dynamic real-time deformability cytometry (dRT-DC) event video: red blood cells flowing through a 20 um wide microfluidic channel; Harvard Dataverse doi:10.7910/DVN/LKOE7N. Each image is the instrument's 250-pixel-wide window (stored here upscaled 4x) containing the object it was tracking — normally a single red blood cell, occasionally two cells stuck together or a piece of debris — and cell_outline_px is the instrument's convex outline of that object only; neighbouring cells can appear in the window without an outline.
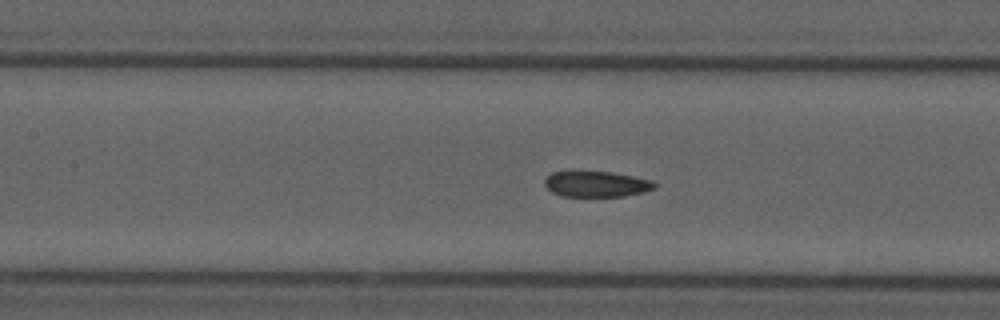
{"species": "common noctule bat (a hibernating species)", "species_latin": "Nyctalus noctula", "temperature_condition": "cold", "stored_images_in_passage": 55, "camera_frame_rate_fps": 3000, "um_per_image_px": 0.085, "animal": {"sex": "male", "forearm_length_mm": 52.5}, "frame": {"image": 1, "passage_image": 24, "time_ms": 7.667, "image_size_px": [1000, 320], "cell_outline_px": [[656, 188], [644, 192], [624, 196], [564, 196], [552, 192], [544, 184], [544, 180], [552, 172], [612, 172], [652, 180], [656, 184]], "centroid_in_image_um": [50.72, 15.65], "position_along_channel_um": 156.7, "area_um2": 16.3}, "authors_computed_cell_mechanics": {"area_um2": 17.629, "velocity_mm_per_s": 3.731, "shape_relaxation_time_tau1_ms": null, "shape_relaxation_time_tau2_ms": 1.448, "deformation_change_tau1": null, "deformation_change_tau2": 0.0545}}